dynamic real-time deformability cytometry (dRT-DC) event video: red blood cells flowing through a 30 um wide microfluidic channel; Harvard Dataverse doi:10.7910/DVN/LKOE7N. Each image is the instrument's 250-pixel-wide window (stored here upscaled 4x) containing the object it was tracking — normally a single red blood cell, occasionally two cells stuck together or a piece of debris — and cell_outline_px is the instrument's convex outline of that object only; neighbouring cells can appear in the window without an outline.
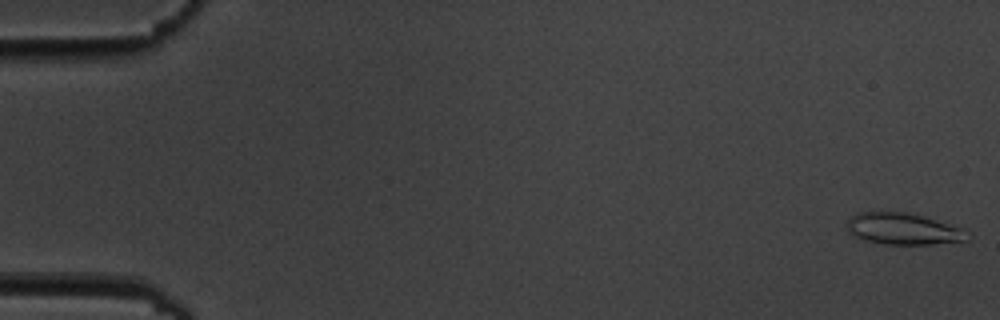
{"species": "common noctule bat (a hibernating species)", "species_latin": "Nyctalus noctula", "temperature_condition": "cold", "stored_images_in_passage": 5, "camera_frame_rate_fps": 3000, "um_per_image_px": 0.085, "animal": {"sex": "male", "body_mass_g": 19.5, "forearm_length_mm": 54.6}, "frame": {"image": 1, "passage_image": 1, "time_ms": 0.0, "image_size_px": [1000, 320], "cell_outline_px": [[968, 240], [932, 244], [884, 244], [864, 240], [852, 236], [848, 232], [848, 220], [856, 212], [908, 212], [924, 216], [964, 228]], "centroid_in_image_um": [76.75, 19.45], "position_along_channel_um": 8.3, "area_um2": 22.14}}